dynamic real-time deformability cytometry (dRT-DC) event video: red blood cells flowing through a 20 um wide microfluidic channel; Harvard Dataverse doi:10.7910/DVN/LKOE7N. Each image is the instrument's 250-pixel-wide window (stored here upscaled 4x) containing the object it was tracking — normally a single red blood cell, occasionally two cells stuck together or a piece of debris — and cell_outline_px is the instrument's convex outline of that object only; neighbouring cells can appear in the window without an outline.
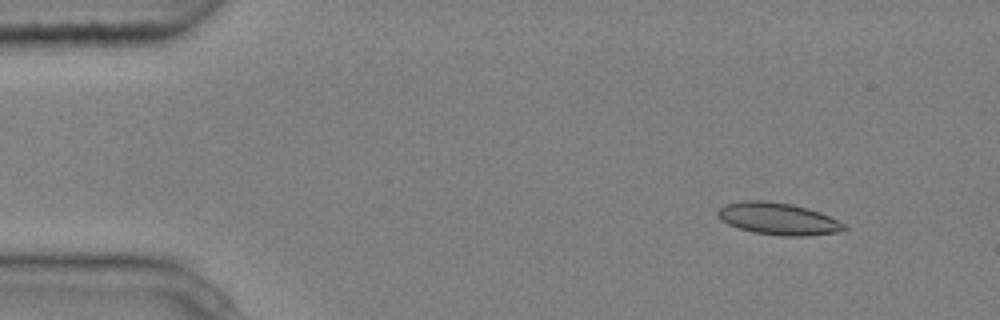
{"species": "common noctule bat (a hibernating species)", "species_latin": "Nyctalus noctula", "temperature_condition": "cold", "stored_images_in_passage": 5, "camera_frame_rate_fps": 3000, "um_per_image_px": 0.085, "animal": {"sex": "male", "body_mass_g": 20.4}, "frame": {"image": 1, "passage_image": 2, "time_ms": 0.333, "image_size_px": [1000, 320], "cell_outline_px": [[848, 228], [836, 232], [808, 236], [780, 236], [752, 232], [728, 224], [720, 220], [716, 216], [716, 212], [724, 204], [740, 200], [764, 200], [792, 204], [808, 208], [820, 212], [848, 224]], "centroid_in_image_um": [66.13, 18.59], "position_along_channel_um": 18.9, "area_um2": 23.99}}
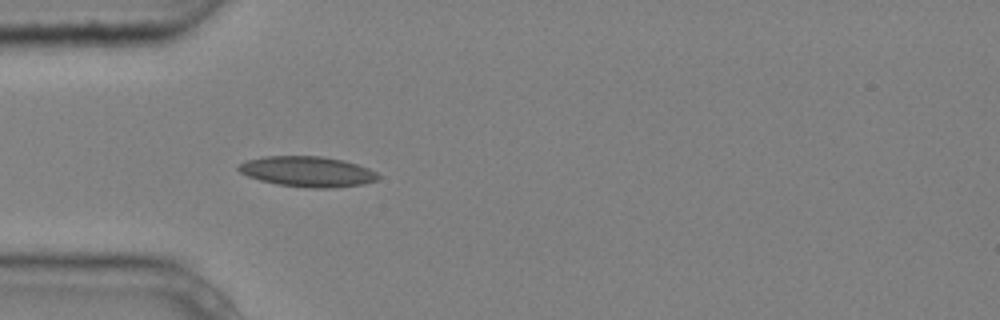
{"frame": {"image": 2, "passage_image": 5, "time_ms": 1.333, "image_size_px": [1000, 320], "cell_outline_px": [[380, 176], [376, 180], [364, 184], [332, 188], [308, 188], [276, 184], [260, 180], [248, 176], [240, 172], [236, 168], [240, 164], [248, 160], [264, 156], [320, 156], [344, 160], [368, 168], [376, 172]], "centroid_in_image_um": [26.14, 14.59], "position_along_channel_um": 58.9, "area_um2": 24.74}}